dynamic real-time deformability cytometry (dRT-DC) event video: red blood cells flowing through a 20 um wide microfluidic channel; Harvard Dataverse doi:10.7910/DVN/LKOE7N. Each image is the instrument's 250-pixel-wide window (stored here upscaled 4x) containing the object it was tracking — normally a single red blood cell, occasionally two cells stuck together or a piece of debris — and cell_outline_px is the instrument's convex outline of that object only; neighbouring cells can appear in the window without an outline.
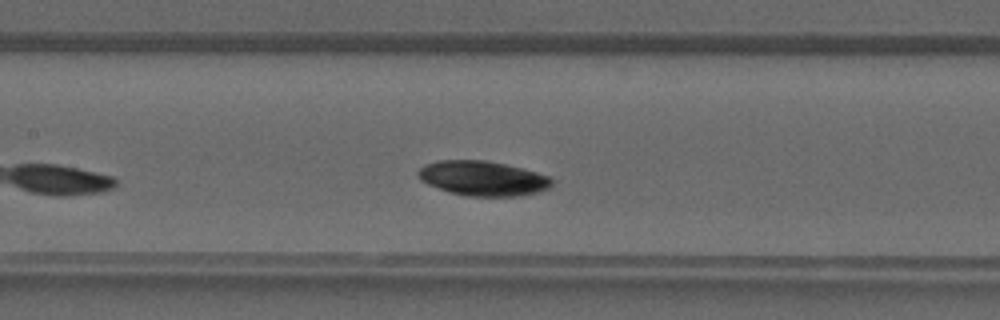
{"species": "common noctule bat (a hibernating species)", "species_latin": "Nyctalus noctula", "temperature_condition": "warm", "stored_images_in_passage": 33, "camera_frame_rate_fps": 3000, "um_per_image_px": 0.085, "animal": {"sex": "male", "forearm_length_mm": 52.5}, "frame": {"image": 1, "passage_image": 10, "time_ms": 3.0, "image_size_px": [1000, 320], "cell_outline_px": [[552, 184], [548, 188], [536, 192], [520, 196], [468, 196], [448, 192], [428, 184], [420, 180], [416, 172], [424, 164], [436, 160], [484, 160], [504, 164], [536, 172], [548, 176], [552, 180]], "centroid_in_image_um": [40.98, 15.15], "position_along_channel_um": 166.4, "area_um2": 26.99}}
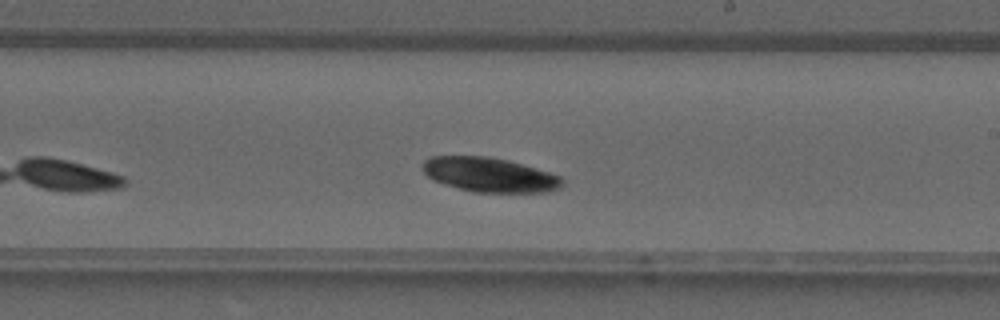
{"frame": {"image": 2, "passage_image": 15, "time_ms": 4.667, "image_size_px": [1000, 320], "cell_outline_px": [[564, 184], [560, 188], [548, 192], [472, 192], [444, 184], [432, 180], [424, 172], [424, 160], [432, 156], [488, 156], [508, 160], [536, 168], [560, 176], [564, 180]], "centroid_in_image_um": [41.63, 14.86], "position_along_channel_um": 247.4, "area_um2": 28.03}}
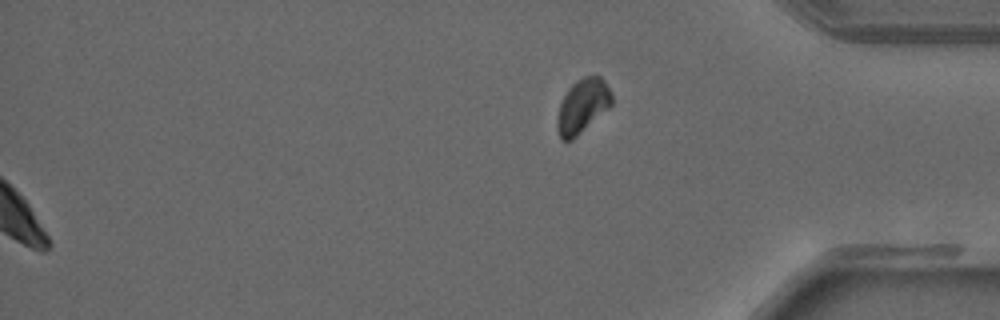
{"frame": {"image": 3, "passage_image": 33, "time_ms": 10.667, "image_size_px": [1000, 320], "cell_outline_px": [[612, 104], [608, 108], [572, 140], [560, 140], [556, 128], [556, 116], [560, 104], [568, 88], [576, 80], [584, 76], [600, 76], [604, 80], [612, 92]], "centroid_in_image_um": [49.49, 9.0], "position_along_channel_um": 385.7, "area_um2": 17.22}}